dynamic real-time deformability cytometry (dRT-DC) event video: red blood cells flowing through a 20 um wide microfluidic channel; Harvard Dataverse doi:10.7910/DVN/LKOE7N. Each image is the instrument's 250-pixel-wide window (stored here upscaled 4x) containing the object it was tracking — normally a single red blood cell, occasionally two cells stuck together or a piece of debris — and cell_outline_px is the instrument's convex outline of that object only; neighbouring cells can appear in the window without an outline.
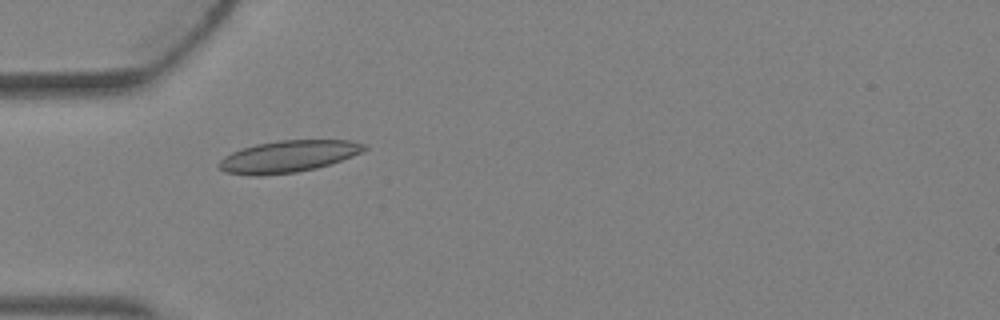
{"species": "Egyptian fruit bat (a non-hibernating species)", "species_latin": "Rousettus aegyptiacus", "temperature_condition": "warm", "stored_images_in_passage": 2, "camera_frame_rate_fps": 3000, "um_per_image_px": 0.085, "animal": {"sex": "female"}, "frame": {"image": 1, "passage_image": 1, "time_ms": 0.0, "image_size_px": [1000, 320], "cell_outline_px": [[368, 148], [352, 156], [316, 168], [296, 172], [260, 176], [256, 176], [224, 172], [216, 164], [224, 156], [232, 152], [256, 144], [280, 140], [348, 140], [368, 144]], "centroid_in_image_um": [24.48, 13.29], "position_along_channel_um": 60.5, "area_um2": 26.82}}
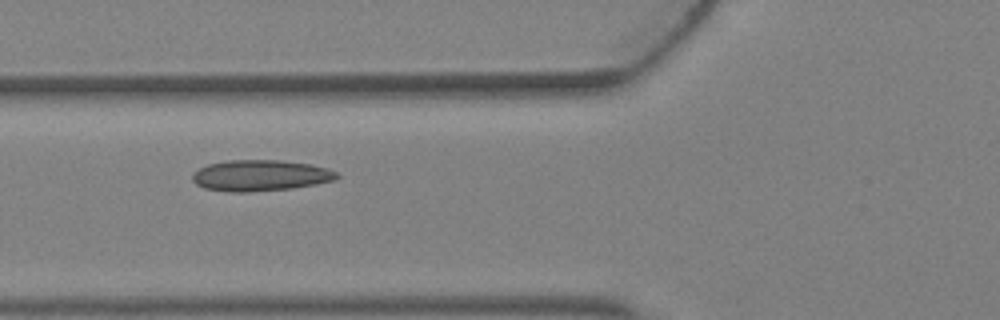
{"frame": {"image": 2, "passage_image": 2, "time_ms": 0.333, "image_size_px": [1000, 320], "cell_outline_px": [[340, 176], [336, 180], [316, 184], [292, 188], [252, 192], [228, 192], [204, 188], [196, 184], [192, 180], [192, 172], [208, 164], [228, 160], [280, 160], [312, 164], [328, 168], [336, 172]], "centroid_in_image_um": [22.14, 14.92], "position_along_channel_um": 103.7, "area_um2": 26.41}}